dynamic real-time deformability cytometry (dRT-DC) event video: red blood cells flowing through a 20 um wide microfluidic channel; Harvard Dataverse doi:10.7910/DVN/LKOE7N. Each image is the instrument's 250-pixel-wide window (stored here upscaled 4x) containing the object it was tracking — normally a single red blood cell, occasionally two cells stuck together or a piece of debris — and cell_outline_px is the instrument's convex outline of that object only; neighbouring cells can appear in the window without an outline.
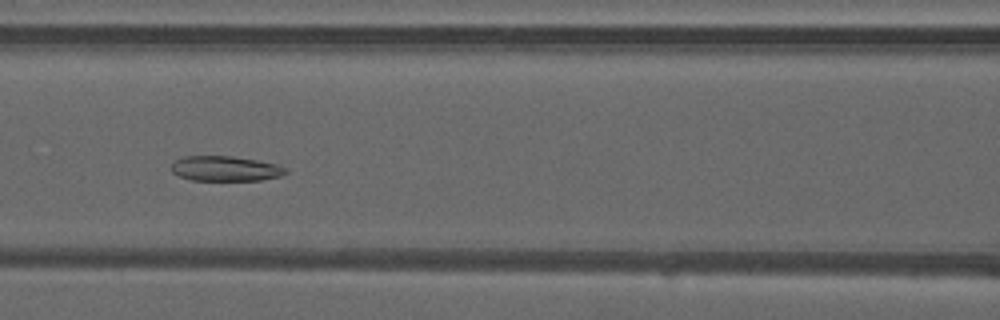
{"species": "common noctule bat (a hibernating species)", "species_latin": "Nyctalus noctula", "temperature_condition": "warm", "stored_images_in_passage": 36, "camera_frame_rate_fps": 3000, "um_per_image_px": 0.085, "animal": {"sex": "male", "forearm_length_mm": 52.5}, "frame": {"image": 1, "passage_image": 9, "time_ms": 2.667, "image_size_px": [1000, 320], "cell_outline_px": [[288, 172], [280, 176], [260, 180], [192, 180], [180, 176], [172, 172], [172, 164], [176, 160], [184, 156], [232, 156], [256, 160], [276, 164], [284, 168]], "centroid_in_image_um": [19.14, 14.33], "position_along_channel_um": 147.5, "area_um2": 16.47}}
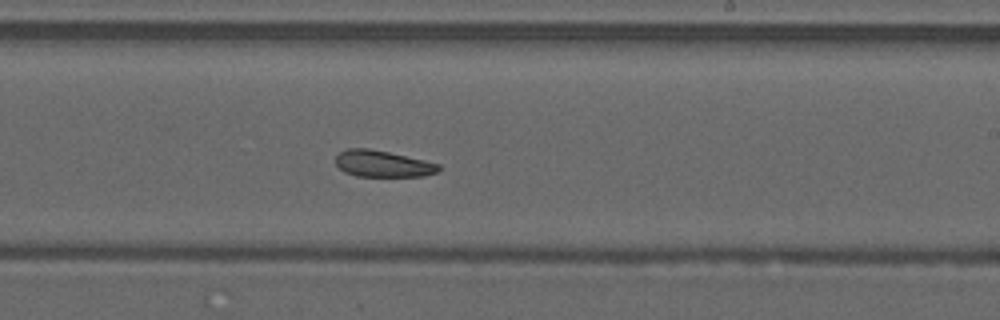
{"frame": {"image": 2, "passage_image": 17, "time_ms": 5.333, "image_size_px": [1000, 320], "cell_outline_px": [[440, 168], [436, 172], [424, 176], [356, 176], [344, 172], [336, 164], [336, 156], [340, 152], [348, 148], [368, 148], [388, 152], [424, 160], [440, 164]], "centroid_in_image_um": [32.51, 13.92], "position_along_channel_um": 256.5, "area_um2": 15.78}}
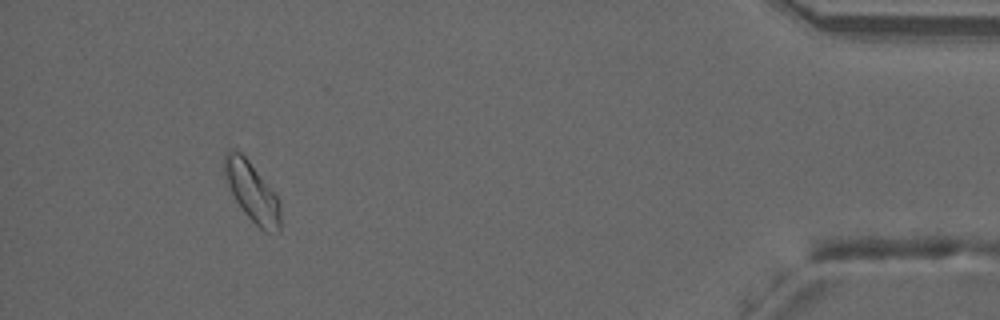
{"frame": {"image": 3, "passage_image": 33, "time_ms": 10.667, "image_size_px": [1000, 320], "cell_outline_px": [[280, 228], [268, 232], [264, 232], [244, 212], [236, 200], [224, 176], [224, 156], [232, 148], [240, 152], [248, 160], [276, 196], [280, 204]], "centroid_in_image_um": [21.4, 16.3], "position_along_channel_um": 413.8, "area_um2": 18.67}, "authors_computed_cell_mechanics": {"area_um2": 17.051, "velocity_mm_per_s": 4.1089, "shape_relaxation_time_tau1_ms": null, "shape_relaxation_time_tau2_ms": 10.4823, "deformation_change_tau1": null, "deformation_change_tau2": 0.1828}}